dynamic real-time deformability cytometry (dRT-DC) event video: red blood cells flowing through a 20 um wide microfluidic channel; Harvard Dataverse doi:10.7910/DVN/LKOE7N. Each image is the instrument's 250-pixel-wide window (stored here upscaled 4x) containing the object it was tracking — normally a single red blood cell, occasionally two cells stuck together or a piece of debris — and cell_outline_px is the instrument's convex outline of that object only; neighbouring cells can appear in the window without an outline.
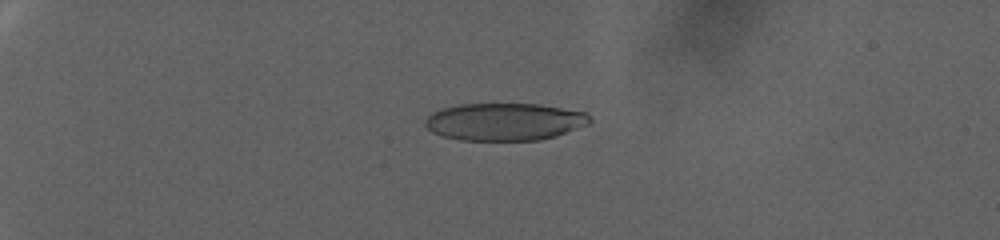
{"species": "human", "species_latin": "Homo sapiens", "temperature_condition": "warm", "stored_images_in_passage": 84, "camera_frame_rate_fps": 3000, "um_per_image_px": 0.085, "donor": {"sex": "female"}, "frame": {"image": 1, "passage_image": 25, "time_ms": 8.0, "image_size_px": [1000, 240], "cell_outline_px": [[592, 120], [588, 124], [556, 136], [540, 140], [460, 140], [444, 136], [432, 132], [424, 124], [424, 120], [432, 112], [444, 108], [460, 104], [540, 104], [584, 112]], "centroid_in_image_um": [42.87, 10.35], "position_along_channel_um": 42.1, "area_um2": 35.78}}
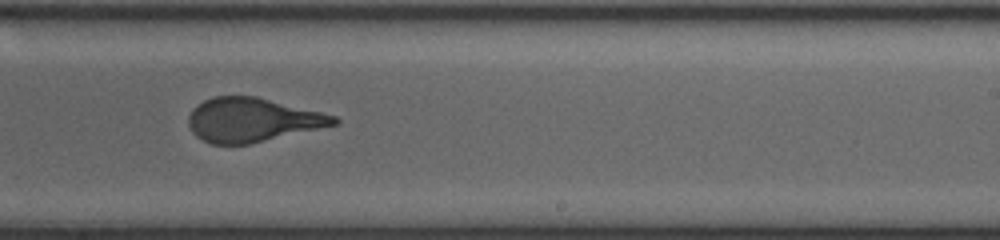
{"frame": {"image": 2, "passage_image": 59, "time_ms": 19.333, "image_size_px": [1000, 240], "cell_outline_px": [[340, 124], [248, 144], [212, 144], [196, 136], [192, 132], [188, 124], [188, 116], [192, 108], [196, 104], [212, 96], [256, 96], [336, 116], [340, 120]], "centroid_in_image_um": [21.43, 10.18], "position_along_channel_um": 267.6, "area_um2": 37.22}}
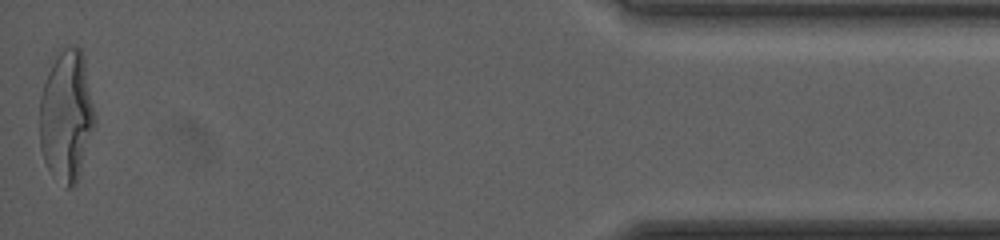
{"frame": {"image": 3, "passage_image": 84, "time_ms": 27.667, "image_size_px": [1000, 240], "cell_outline_px": [[96, 124], [76, 184], [72, 188], [64, 188], [52, 176], [44, 160], [40, 148], [40, 96], [48, 72], [56, 56], [64, 48], [72, 44], [76, 44], [80, 48], [84, 56], [96, 116]], "centroid_in_image_um": [5.67, 9.88], "position_along_channel_um": 429.5, "area_um2": 42.66}, "authors_computed_cell_mechanics": {"area_um2": 38.3792, "velocity_mm_per_s": 2.6856, "shape_relaxation_time_tau1_ms": 9.5161, "shape_relaxation_time_tau2_ms": 1.0689, "deformation_change_tau1": 0.2872, "deformation_change_tau2": 0.0909}}